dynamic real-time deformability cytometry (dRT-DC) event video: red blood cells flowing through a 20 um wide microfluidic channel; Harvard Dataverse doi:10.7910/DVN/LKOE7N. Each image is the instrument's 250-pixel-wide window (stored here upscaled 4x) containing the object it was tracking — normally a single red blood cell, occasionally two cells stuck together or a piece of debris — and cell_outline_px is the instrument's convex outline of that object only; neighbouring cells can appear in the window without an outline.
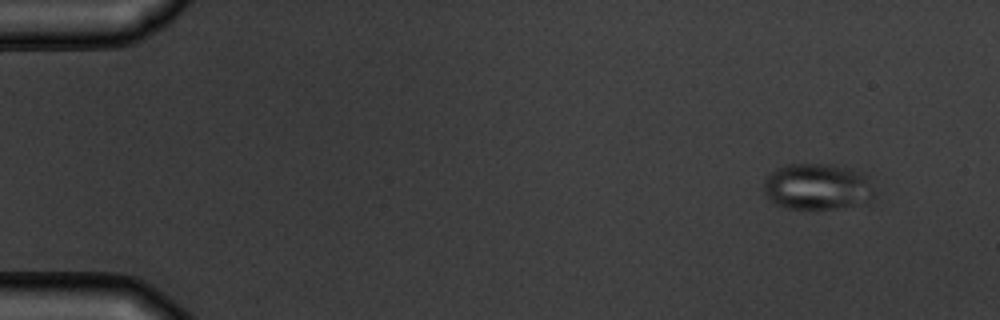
{"species": "common noctule bat (a hibernating species)", "species_latin": "Nyctalus noctula", "temperature_condition": "warm", "stored_images_in_passage": 11, "camera_frame_rate_fps": 3000, "um_per_image_px": 0.085, "animal": {"sex": "male", "body_mass_g": 19.5, "forearm_length_mm": 54.6}, "frame": {"image": 1, "passage_image": 2, "time_ms": 1.0, "image_size_px": [1000, 320], "cell_outline_px": [[876, 196], [868, 204], [836, 208], [788, 208], [776, 204], [764, 192], [764, 180], [776, 168], [788, 164], [832, 164], [856, 168], [868, 176]], "centroid_in_image_um": [69.57, 15.85], "position_along_channel_um": 15.4, "area_um2": 30.29}}
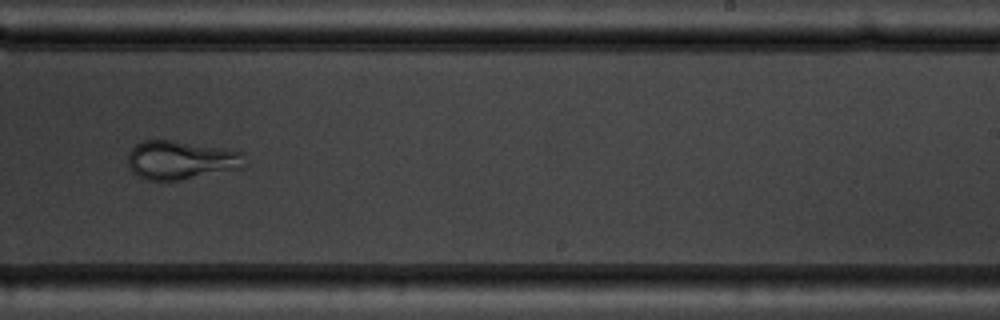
{"frame": {"image": 2, "passage_image": 10, "time_ms": 11.0, "image_size_px": [1000, 320], "cell_outline_px": [[244, 168], [180, 180], [148, 180], [136, 176], [128, 168], [128, 152], [136, 144], [144, 140], [172, 140], [224, 148], [244, 152]], "centroid_in_image_um": [15.37, 13.61], "position_along_channel_um": 273.6, "area_um2": 26.59}}